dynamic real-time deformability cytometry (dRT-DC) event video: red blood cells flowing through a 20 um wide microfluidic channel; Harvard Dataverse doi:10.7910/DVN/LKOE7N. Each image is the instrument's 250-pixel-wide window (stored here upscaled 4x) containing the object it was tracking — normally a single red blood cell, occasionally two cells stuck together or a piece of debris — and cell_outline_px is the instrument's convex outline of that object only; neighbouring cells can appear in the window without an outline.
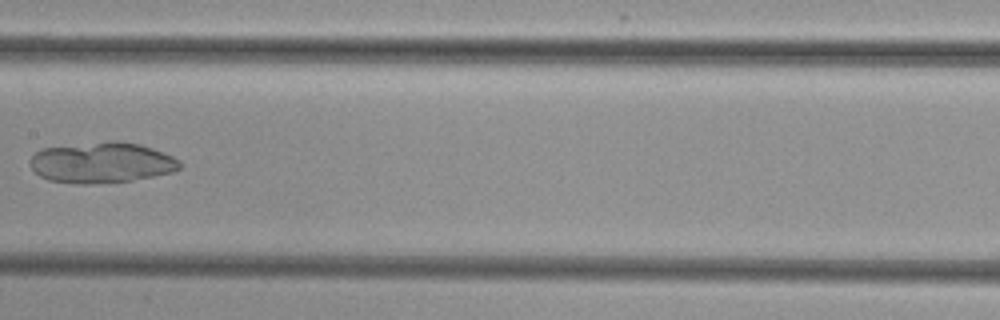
{"species": "common noctule bat (a hibernating species)", "species_latin": "Nyctalus noctula", "temperature_condition": "cold", "stored_images_in_passage": 8, "camera_frame_rate_fps": 3000, "um_per_image_px": 0.085, "animal": {"sex": "female", "body_mass_g": 29.2, "forearm_length_mm": 56.3}, "frame": {"image": 1, "passage_image": 7, "time_ms": 8.0, "image_size_px": [1000, 320], "cell_outline_px": [[180, 168], [172, 172], [132, 180], [88, 184], [76, 184], [48, 180], [40, 176], [32, 168], [28, 160], [40, 148], [108, 140], [120, 140], [140, 144], [152, 148], [172, 156], [180, 160]], "centroid_in_image_um": [8.61, 13.8], "position_along_channel_um": 198.8, "area_um2": 35.78}}
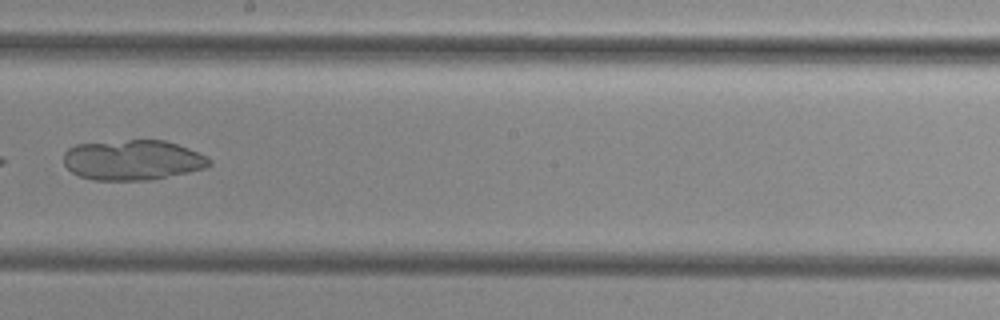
{"frame": {"image": 2, "passage_image": 8, "time_ms": 9.0, "image_size_px": [1000, 320], "cell_outline_px": [[212, 164], [208, 168], [152, 180], [92, 180], [80, 176], [72, 172], [64, 164], [64, 152], [68, 148], [76, 144], [128, 140], [164, 140], [188, 148], [208, 156], [212, 160]], "centroid_in_image_um": [11.31, 13.61], "position_along_channel_um": 236.9, "area_um2": 34.39}}